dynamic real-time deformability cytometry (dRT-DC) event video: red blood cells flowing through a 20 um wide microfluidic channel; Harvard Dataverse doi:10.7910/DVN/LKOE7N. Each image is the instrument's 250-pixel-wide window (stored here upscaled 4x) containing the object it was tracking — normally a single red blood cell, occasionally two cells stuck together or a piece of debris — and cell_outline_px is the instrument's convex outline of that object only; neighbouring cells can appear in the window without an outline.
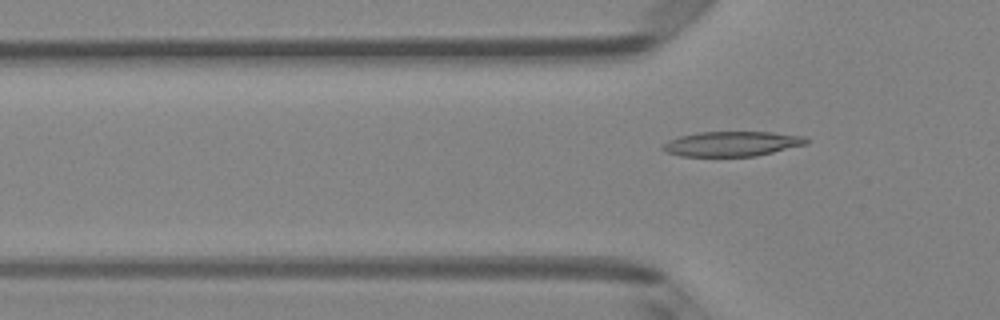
{"species": "Egyptian fruit bat (a non-hibernating species)", "species_latin": "Rousettus aegyptiacus", "temperature_condition": "room temperature", "stored_images_in_passage": 6, "camera_frame_rate_fps": 3000, "um_per_image_px": 0.085, "animal": {"sex": "female"}, "frame": {"image": 1, "passage_image": 6, "time_ms": 1.667, "image_size_px": [1000, 320], "cell_outline_px": [[808, 144], [756, 156], [680, 156], [668, 152], [660, 148], [668, 140], [680, 136], [700, 132], [772, 132], [804, 136], [808, 140]], "centroid_in_image_um": [62.23, 12.22], "position_along_channel_um": 63.6, "area_um2": 20.75}}